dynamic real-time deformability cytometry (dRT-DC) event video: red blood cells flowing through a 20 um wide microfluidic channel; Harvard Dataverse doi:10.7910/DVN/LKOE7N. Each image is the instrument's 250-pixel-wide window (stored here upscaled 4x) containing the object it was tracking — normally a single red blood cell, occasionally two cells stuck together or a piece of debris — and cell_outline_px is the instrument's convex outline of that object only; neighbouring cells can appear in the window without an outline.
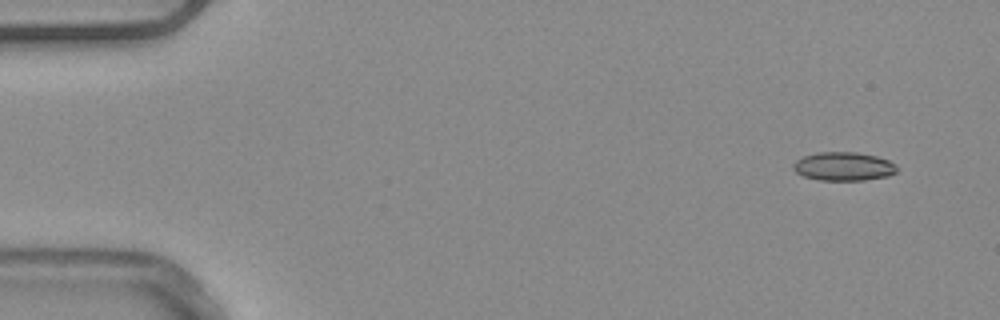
{"species": "common noctule bat (a hibernating species)", "species_latin": "Nyctalus noctula", "temperature_condition": "warm", "stored_images_in_passage": 47, "camera_frame_rate_fps": 3000, "um_per_image_px": 0.085, "animal": {"sex": "male", "body_mass_g": 20.4}, "frame": {"image": 1, "passage_image": 1, "time_ms": 0.0, "image_size_px": [1000, 320], "cell_outline_px": [[900, 168], [896, 172], [888, 176], [864, 180], [820, 180], [804, 176], [796, 172], [792, 168], [792, 164], [796, 160], [804, 156], [816, 152], [856, 152], [876, 156], [888, 160], [896, 164]], "centroid_in_image_um": [71.72, 14.14], "position_along_channel_um": 13.3, "area_um2": 17.4}}
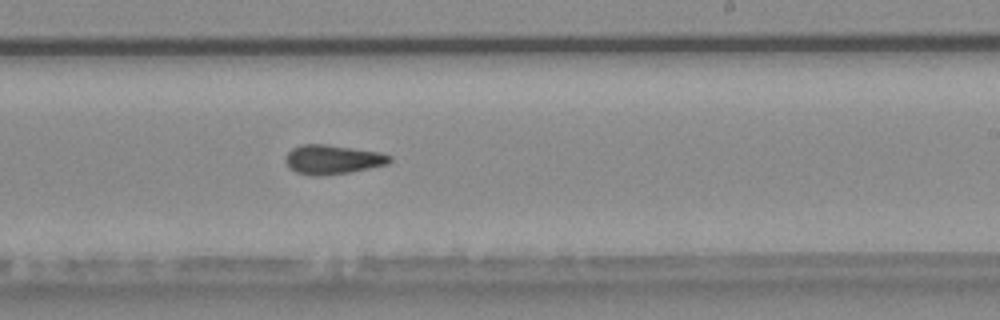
{"frame": {"image": 2, "passage_image": 29, "time_ms": 9.333, "image_size_px": [1000, 320], "cell_outline_px": [[392, 160], [388, 164], [352, 172], [320, 176], [312, 176], [296, 172], [288, 168], [284, 160], [288, 152], [292, 148], [300, 144], [328, 144], [380, 152], [392, 156]], "centroid_in_image_um": [28.26, 13.56], "position_along_channel_um": 260.7, "area_um2": 18.09}}